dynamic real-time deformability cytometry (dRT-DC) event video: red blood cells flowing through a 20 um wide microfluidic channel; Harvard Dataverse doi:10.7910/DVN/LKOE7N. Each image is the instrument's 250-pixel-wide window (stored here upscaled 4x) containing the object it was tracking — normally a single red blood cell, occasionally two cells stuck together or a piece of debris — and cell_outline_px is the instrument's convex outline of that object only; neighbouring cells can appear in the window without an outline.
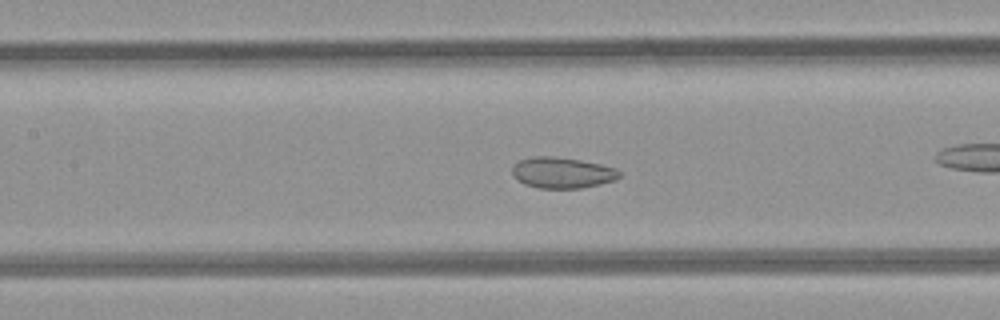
{"species": "common noctule bat (a hibernating species)", "species_latin": "Nyctalus noctula", "temperature_condition": "room temperature", "stored_images_in_passage": 50, "camera_frame_rate_fps": 3000, "um_per_image_px": 0.085, "animal": {"sex": "female", "body_mass_g": 21.9}, "frame": {"image": 1, "passage_image": 22, "time_ms": 7.0, "image_size_px": [1000, 320], "cell_outline_px": [[620, 176], [616, 180], [600, 184], [580, 188], [540, 188], [524, 184], [512, 176], [512, 168], [520, 160], [532, 156], [556, 156], [580, 160], [600, 164], [616, 168], [620, 172]], "centroid_in_image_um": [47.79, 14.68], "position_along_channel_um": 159.6, "area_um2": 19.36}, "authors_computed_cell_mechanics": {"area_um2": 23.0333, "velocity_mm_per_s": 4.2199, "shape_relaxation_time_tau1_ms": null, "shape_relaxation_time_tau2_ms": 1.4682, "deformation_change_tau1": null, "deformation_change_tau2": 0.0662}}